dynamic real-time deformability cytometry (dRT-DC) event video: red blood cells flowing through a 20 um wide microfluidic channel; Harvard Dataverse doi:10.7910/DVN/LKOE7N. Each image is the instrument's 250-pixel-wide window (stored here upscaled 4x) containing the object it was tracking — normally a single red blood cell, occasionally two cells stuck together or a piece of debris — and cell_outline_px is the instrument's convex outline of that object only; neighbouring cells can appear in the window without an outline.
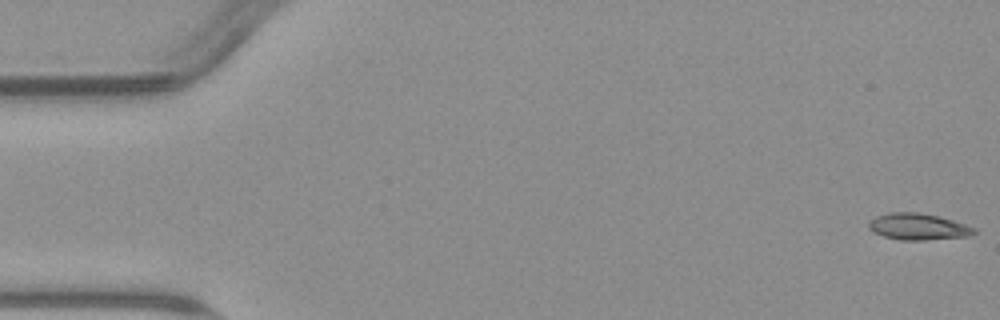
{"species": "common noctule bat (a hibernating species)", "species_latin": "Nyctalus noctula", "temperature_condition": "warm", "stored_images_in_passage": 5, "camera_frame_rate_fps": 3000, "um_per_image_px": 0.085, "animal": {"sex": "male", "body_mass_g": 23.1, "forearm_length_mm": 52.7}, "frame": {"image": 1, "passage_image": 1, "time_ms": 0.0, "image_size_px": [1000, 320], "cell_outline_px": [[976, 232], [968, 236], [924, 240], [900, 240], [884, 236], [868, 228], [868, 220], [876, 216], [892, 212], [916, 212], [940, 216], [976, 228]], "centroid_in_image_um": [78.03, 19.26], "position_along_channel_um": 7.0, "area_um2": 16.18}}
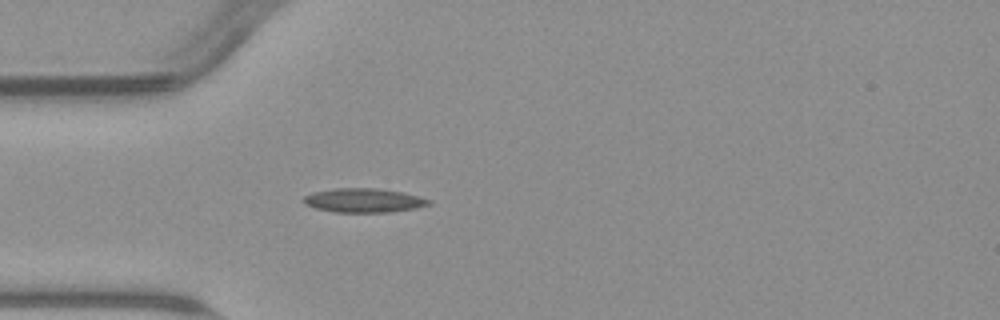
{"frame": {"image": 2, "passage_image": 5, "time_ms": 5.0, "image_size_px": [1000, 320], "cell_outline_px": [[432, 204], [416, 208], [388, 212], [336, 212], [316, 208], [304, 204], [300, 200], [304, 196], [312, 192], [336, 188], [376, 188], [400, 192], [432, 200]], "centroid_in_image_um": [30.87, 17.03], "position_along_channel_um": 54.1, "area_um2": 17.51}}